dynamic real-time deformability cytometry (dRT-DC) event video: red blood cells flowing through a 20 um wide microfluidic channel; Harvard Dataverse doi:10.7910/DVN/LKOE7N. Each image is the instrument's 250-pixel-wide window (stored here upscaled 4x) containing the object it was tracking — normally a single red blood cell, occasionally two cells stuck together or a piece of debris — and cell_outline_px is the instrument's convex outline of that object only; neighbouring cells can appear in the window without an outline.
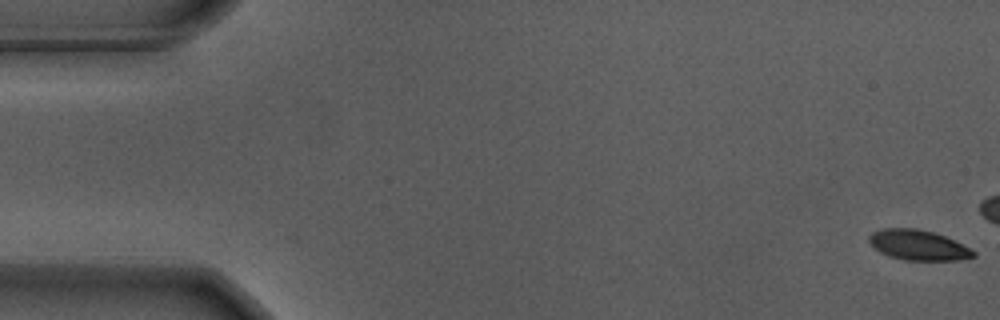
{"species": "Egyptian fruit bat (a non-hibernating species)", "species_latin": "Rousettus aegyptiacus", "temperature_condition": "warm", "stored_images_in_passage": 2, "camera_frame_rate_fps": 3000, "um_per_image_px": 0.085, "animal": {"sex": "male"}, "frame": {"image": 1, "passage_image": 2, "time_ms": 0.333, "image_size_px": [1000, 320], "cell_outline_px": [[976, 256], [960, 260], [904, 260], [888, 256], [880, 252], [868, 240], [868, 236], [872, 232], [884, 228], [916, 228], [932, 232], [944, 236], [976, 252]], "centroid_in_image_um": [78.02, 20.84], "position_along_channel_um": 7.0, "area_um2": 18.15}}